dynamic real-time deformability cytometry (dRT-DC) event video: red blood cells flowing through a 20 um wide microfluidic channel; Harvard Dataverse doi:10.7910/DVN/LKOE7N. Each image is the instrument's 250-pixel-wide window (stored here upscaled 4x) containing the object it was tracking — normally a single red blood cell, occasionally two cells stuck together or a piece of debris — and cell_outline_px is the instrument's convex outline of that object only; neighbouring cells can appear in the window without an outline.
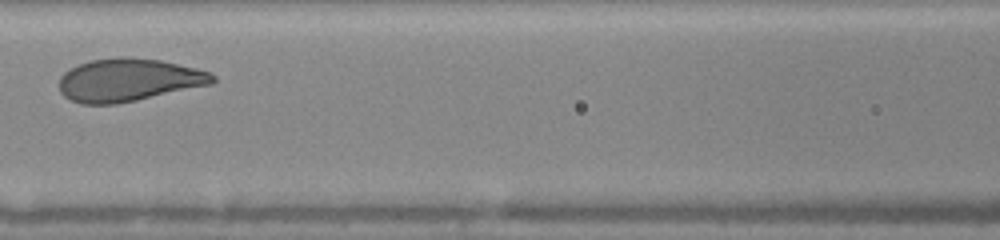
{"species": "human", "species_latin": "Homo sapiens", "temperature_condition": "warm", "stored_images_in_passage": 10, "camera_frame_rate_fps": 3000, "um_per_image_px": 0.085, "donor": {"sex": "female"}, "frame": {"image": 1, "passage_image": 4, "time_ms": 3.0, "image_size_px": [1000, 240], "cell_outline_px": [[216, 80], [212, 84], [136, 100], [116, 104], [80, 104], [64, 96], [60, 92], [60, 76], [68, 68], [76, 64], [92, 60], [120, 56], [128, 56], [160, 60], [196, 68], [208, 72], [216, 76]], "centroid_in_image_um": [10.9, 6.79], "position_along_channel_um": 155.7, "area_um2": 38.44}}
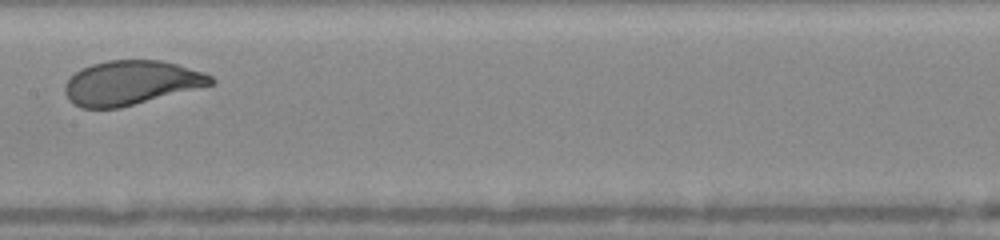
{"frame": {"image": 2, "passage_image": 5, "time_ms": 4.0, "image_size_px": [1000, 240], "cell_outline_px": [[216, 80], [212, 84], [120, 108], [80, 108], [64, 92], [64, 88], [68, 80], [80, 68], [92, 64], [108, 60], [160, 60], [176, 64], [204, 72], [212, 76]], "centroid_in_image_um": [11.14, 7.03], "position_along_channel_um": 196.3, "area_um2": 37.22}}
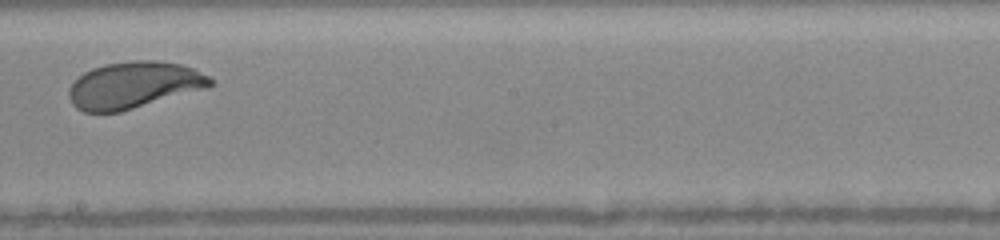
{"frame": {"image": 3, "passage_image": 6, "time_ms": 5.0, "image_size_px": [1000, 240], "cell_outline_px": [[212, 84], [208, 88], [120, 112], [84, 112], [76, 108], [72, 104], [68, 96], [68, 88], [84, 72], [92, 68], [104, 64], [128, 60], [156, 60], [180, 64], [196, 68], [208, 76], [212, 80]], "centroid_in_image_um": [11.38, 7.23], "position_along_channel_um": 236.8, "area_um2": 38.73}, "authors_computed_cell_mechanics": {"area_um2": 38.5526, "velocity_mm_per_s": 4.0691, "shape_relaxation_time_tau1_ms": 1.0304, "shape_relaxation_time_tau2_ms": null, "deformation_change_tau1": 0.0711, "deformation_change_tau2": null}}